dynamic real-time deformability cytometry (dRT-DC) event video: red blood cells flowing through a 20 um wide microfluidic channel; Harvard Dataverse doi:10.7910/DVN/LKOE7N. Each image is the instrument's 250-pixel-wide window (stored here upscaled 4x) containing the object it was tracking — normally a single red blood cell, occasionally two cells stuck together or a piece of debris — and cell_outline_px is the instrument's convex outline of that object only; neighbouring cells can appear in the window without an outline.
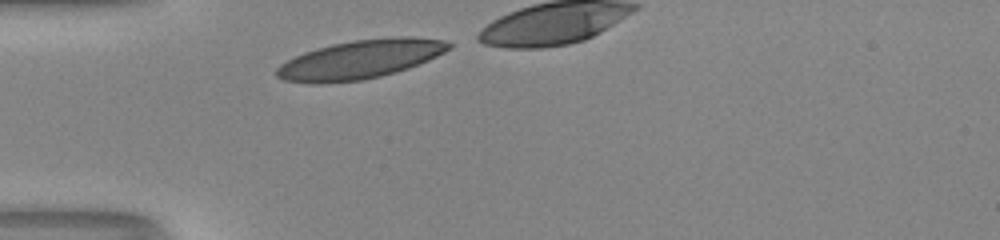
{"species": "human", "species_latin": "Homo sapiens", "temperature_condition": "room temperature", "stored_images_in_passage": 9, "camera_frame_rate_fps": 3000, "um_per_image_px": 0.085, "donor": {"sex": "male"}, "frame": {"image": 1, "passage_image": 1, "time_ms": 0.0, "image_size_px": [1000, 240], "cell_outline_px": [[452, 48], [428, 60], [408, 68], [396, 72], [364, 80], [320, 84], [312, 84], [284, 80], [276, 76], [276, 68], [280, 64], [304, 52], [316, 48], [332, 44], [356, 40], [400, 36], [408, 36], [444, 40], [452, 44]], "centroid_in_image_um": [30.61, 5.06], "position_along_channel_um": 54.4, "area_um2": 38.9}}